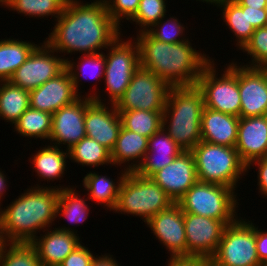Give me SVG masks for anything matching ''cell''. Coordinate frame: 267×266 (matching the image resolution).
<instances>
[{
	"label": "cell",
	"mask_w": 267,
	"mask_h": 266,
	"mask_svg": "<svg viewBox=\"0 0 267 266\" xmlns=\"http://www.w3.org/2000/svg\"><path fill=\"white\" fill-rule=\"evenodd\" d=\"M113 255H102V256H96L94 257L91 266H120L119 263H117L116 259H114Z\"/></svg>",
	"instance_id": "obj_46"
},
{
	"label": "cell",
	"mask_w": 267,
	"mask_h": 266,
	"mask_svg": "<svg viewBox=\"0 0 267 266\" xmlns=\"http://www.w3.org/2000/svg\"><path fill=\"white\" fill-rule=\"evenodd\" d=\"M10 243L11 242L6 237L2 217L0 215V256Z\"/></svg>",
	"instance_id": "obj_48"
},
{
	"label": "cell",
	"mask_w": 267,
	"mask_h": 266,
	"mask_svg": "<svg viewBox=\"0 0 267 266\" xmlns=\"http://www.w3.org/2000/svg\"><path fill=\"white\" fill-rule=\"evenodd\" d=\"M197 1H202V2H204V3L206 2V4L209 3V5H210V3L213 4V2H214L215 0H197Z\"/></svg>",
	"instance_id": "obj_51"
},
{
	"label": "cell",
	"mask_w": 267,
	"mask_h": 266,
	"mask_svg": "<svg viewBox=\"0 0 267 266\" xmlns=\"http://www.w3.org/2000/svg\"><path fill=\"white\" fill-rule=\"evenodd\" d=\"M111 19L121 27L122 19L130 20L137 12L140 0H103ZM121 20V21H120Z\"/></svg>",
	"instance_id": "obj_40"
},
{
	"label": "cell",
	"mask_w": 267,
	"mask_h": 266,
	"mask_svg": "<svg viewBox=\"0 0 267 266\" xmlns=\"http://www.w3.org/2000/svg\"><path fill=\"white\" fill-rule=\"evenodd\" d=\"M255 224L241 217L228 224L211 266H263L256 250Z\"/></svg>",
	"instance_id": "obj_9"
},
{
	"label": "cell",
	"mask_w": 267,
	"mask_h": 266,
	"mask_svg": "<svg viewBox=\"0 0 267 266\" xmlns=\"http://www.w3.org/2000/svg\"><path fill=\"white\" fill-rule=\"evenodd\" d=\"M36 46L37 44L29 41L2 39L0 41V81H9Z\"/></svg>",
	"instance_id": "obj_28"
},
{
	"label": "cell",
	"mask_w": 267,
	"mask_h": 266,
	"mask_svg": "<svg viewBox=\"0 0 267 266\" xmlns=\"http://www.w3.org/2000/svg\"><path fill=\"white\" fill-rule=\"evenodd\" d=\"M258 230L255 225V240H256V250L258 254V259L260 263L264 266L267 264V232Z\"/></svg>",
	"instance_id": "obj_44"
},
{
	"label": "cell",
	"mask_w": 267,
	"mask_h": 266,
	"mask_svg": "<svg viewBox=\"0 0 267 266\" xmlns=\"http://www.w3.org/2000/svg\"><path fill=\"white\" fill-rule=\"evenodd\" d=\"M235 221L184 213L187 256L211 259L218 249L225 228Z\"/></svg>",
	"instance_id": "obj_13"
},
{
	"label": "cell",
	"mask_w": 267,
	"mask_h": 266,
	"mask_svg": "<svg viewBox=\"0 0 267 266\" xmlns=\"http://www.w3.org/2000/svg\"><path fill=\"white\" fill-rule=\"evenodd\" d=\"M61 147L56 145H48L47 147H42L40 150L36 151L32 159V164L34 170L39 178H43L47 182L50 180H58L64 175L66 171V160L69 156L68 150L60 149Z\"/></svg>",
	"instance_id": "obj_26"
},
{
	"label": "cell",
	"mask_w": 267,
	"mask_h": 266,
	"mask_svg": "<svg viewBox=\"0 0 267 266\" xmlns=\"http://www.w3.org/2000/svg\"><path fill=\"white\" fill-rule=\"evenodd\" d=\"M0 266H42L31 243L11 242L0 256Z\"/></svg>",
	"instance_id": "obj_36"
},
{
	"label": "cell",
	"mask_w": 267,
	"mask_h": 266,
	"mask_svg": "<svg viewBox=\"0 0 267 266\" xmlns=\"http://www.w3.org/2000/svg\"><path fill=\"white\" fill-rule=\"evenodd\" d=\"M151 178L176 203L198 181L193 154L191 151H183Z\"/></svg>",
	"instance_id": "obj_18"
},
{
	"label": "cell",
	"mask_w": 267,
	"mask_h": 266,
	"mask_svg": "<svg viewBox=\"0 0 267 266\" xmlns=\"http://www.w3.org/2000/svg\"><path fill=\"white\" fill-rule=\"evenodd\" d=\"M213 5L221 8L222 20L236 36V45L241 50L255 31L247 18V6H238L233 0H215Z\"/></svg>",
	"instance_id": "obj_27"
},
{
	"label": "cell",
	"mask_w": 267,
	"mask_h": 266,
	"mask_svg": "<svg viewBox=\"0 0 267 266\" xmlns=\"http://www.w3.org/2000/svg\"><path fill=\"white\" fill-rule=\"evenodd\" d=\"M38 44L26 61L15 71L9 80L13 85L31 91L60 74L68 60L55 56V51L44 41Z\"/></svg>",
	"instance_id": "obj_12"
},
{
	"label": "cell",
	"mask_w": 267,
	"mask_h": 266,
	"mask_svg": "<svg viewBox=\"0 0 267 266\" xmlns=\"http://www.w3.org/2000/svg\"><path fill=\"white\" fill-rule=\"evenodd\" d=\"M51 124L52 114L29 107L14 123V129L23 137L49 140Z\"/></svg>",
	"instance_id": "obj_32"
},
{
	"label": "cell",
	"mask_w": 267,
	"mask_h": 266,
	"mask_svg": "<svg viewBox=\"0 0 267 266\" xmlns=\"http://www.w3.org/2000/svg\"><path fill=\"white\" fill-rule=\"evenodd\" d=\"M253 164L255 166L258 167V174H257V178H258V189L261 193V195H264L265 197L267 196V156L254 160L253 162H251L248 166H247V171L248 169L250 170L251 166H253Z\"/></svg>",
	"instance_id": "obj_43"
},
{
	"label": "cell",
	"mask_w": 267,
	"mask_h": 266,
	"mask_svg": "<svg viewBox=\"0 0 267 266\" xmlns=\"http://www.w3.org/2000/svg\"><path fill=\"white\" fill-rule=\"evenodd\" d=\"M169 89L170 86L152 71L139 67L115 106L117 111H164Z\"/></svg>",
	"instance_id": "obj_11"
},
{
	"label": "cell",
	"mask_w": 267,
	"mask_h": 266,
	"mask_svg": "<svg viewBox=\"0 0 267 266\" xmlns=\"http://www.w3.org/2000/svg\"><path fill=\"white\" fill-rule=\"evenodd\" d=\"M235 190L220 184L197 181L176 203L183 213L216 220H237L236 208L239 203Z\"/></svg>",
	"instance_id": "obj_7"
},
{
	"label": "cell",
	"mask_w": 267,
	"mask_h": 266,
	"mask_svg": "<svg viewBox=\"0 0 267 266\" xmlns=\"http://www.w3.org/2000/svg\"><path fill=\"white\" fill-rule=\"evenodd\" d=\"M231 64V65H230ZM220 77L214 60L202 70L197 87L202 91L205 107L240 117L241 100L238 89V64L232 61ZM217 73V75H216Z\"/></svg>",
	"instance_id": "obj_8"
},
{
	"label": "cell",
	"mask_w": 267,
	"mask_h": 266,
	"mask_svg": "<svg viewBox=\"0 0 267 266\" xmlns=\"http://www.w3.org/2000/svg\"><path fill=\"white\" fill-rule=\"evenodd\" d=\"M68 0H11L7 7L19 14L30 17L54 16L55 21L61 16Z\"/></svg>",
	"instance_id": "obj_34"
},
{
	"label": "cell",
	"mask_w": 267,
	"mask_h": 266,
	"mask_svg": "<svg viewBox=\"0 0 267 266\" xmlns=\"http://www.w3.org/2000/svg\"><path fill=\"white\" fill-rule=\"evenodd\" d=\"M78 59H82L81 62H73V60H67L66 61V68L70 72L72 82L74 84L75 91L81 94V92H78L80 89H78L80 86L79 81L83 76V79L87 77V73L89 69L88 76L93 79H104V74H105V53L100 52V53H93V54H83L82 58L79 56ZM76 65V66H75ZM77 67V68H75ZM76 69V70H75ZM79 70V71H77ZM84 70V71H83ZM86 71V72H85ZM86 75V76H85ZM103 75V77H102ZM88 78V77H87Z\"/></svg>",
	"instance_id": "obj_35"
},
{
	"label": "cell",
	"mask_w": 267,
	"mask_h": 266,
	"mask_svg": "<svg viewBox=\"0 0 267 266\" xmlns=\"http://www.w3.org/2000/svg\"><path fill=\"white\" fill-rule=\"evenodd\" d=\"M167 0H140L136 14L130 19L141 28L139 32L146 31L161 18L166 17Z\"/></svg>",
	"instance_id": "obj_37"
},
{
	"label": "cell",
	"mask_w": 267,
	"mask_h": 266,
	"mask_svg": "<svg viewBox=\"0 0 267 266\" xmlns=\"http://www.w3.org/2000/svg\"><path fill=\"white\" fill-rule=\"evenodd\" d=\"M247 18L254 29L267 26V9L247 7Z\"/></svg>",
	"instance_id": "obj_45"
},
{
	"label": "cell",
	"mask_w": 267,
	"mask_h": 266,
	"mask_svg": "<svg viewBox=\"0 0 267 266\" xmlns=\"http://www.w3.org/2000/svg\"><path fill=\"white\" fill-rule=\"evenodd\" d=\"M85 96H90L93 99L86 107L84 120L86 136L96 140L111 151L122 127L120 113L115 104H111L108 108L109 106L102 102L104 100L101 99L100 93L97 95L95 92Z\"/></svg>",
	"instance_id": "obj_15"
},
{
	"label": "cell",
	"mask_w": 267,
	"mask_h": 266,
	"mask_svg": "<svg viewBox=\"0 0 267 266\" xmlns=\"http://www.w3.org/2000/svg\"><path fill=\"white\" fill-rule=\"evenodd\" d=\"M161 18L157 23L153 24L146 32L154 39L172 44V43H180L185 42L188 39L185 38L184 31L186 30L175 17H170L167 20Z\"/></svg>",
	"instance_id": "obj_38"
},
{
	"label": "cell",
	"mask_w": 267,
	"mask_h": 266,
	"mask_svg": "<svg viewBox=\"0 0 267 266\" xmlns=\"http://www.w3.org/2000/svg\"><path fill=\"white\" fill-rule=\"evenodd\" d=\"M70 72L65 68L60 74L29 91L30 107L50 114L77 100Z\"/></svg>",
	"instance_id": "obj_19"
},
{
	"label": "cell",
	"mask_w": 267,
	"mask_h": 266,
	"mask_svg": "<svg viewBox=\"0 0 267 266\" xmlns=\"http://www.w3.org/2000/svg\"><path fill=\"white\" fill-rule=\"evenodd\" d=\"M94 254L80 244L58 266H91Z\"/></svg>",
	"instance_id": "obj_41"
},
{
	"label": "cell",
	"mask_w": 267,
	"mask_h": 266,
	"mask_svg": "<svg viewBox=\"0 0 267 266\" xmlns=\"http://www.w3.org/2000/svg\"><path fill=\"white\" fill-rule=\"evenodd\" d=\"M240 117L267 115V68L238 65Z\"/></svg>",
	"instance_id": "obj_16"
},
{
	"label": "cell",
	"mask_w": 267,
	"mask_h": 266,
	"mask_svg": "<svg viewBox=\"0 0 267 266\" xmlns=\"http://www.w3.org/2000/svg\"><path fill=\"white\" fill-rule=\"evenodd\" d=\"M235 148L246 166L267 156V115L240 117Z\"/></svg>",
	"instance_id": "obj_21"
},
{
	"label": "cell",
	"mask_w": 267,
	"mask_h": 266,
	"mask_svg": "<svg viewBox=\"0 0 267 266\" xmlns=\"http://www.w3.org/2000/svg\"><path fill=\"white\" fill-rule=\"evenodd\" d=\"M198 181L215 183L235 189L247 166L235 147L200 141L192 150Z\"/></svg>",
	"instance_id": "obj_6"
},
{
	"label": "cell",
	"mask_w": 267,
	"mask_h": 266,
	"mask_svg": "<svg viewBox=\"0 0 267 266\" xmlns=\"http://www.w3.org/2000/svg\"><path fill=\"white\" fill-rule=\"evenodd\" d=\"M238 6L267 9V0H233Z\"/></svg>",
	"instance_id": "obj_47"
},
{
	"label": "cell",
	"mask_w": 267,
	"mask_h": 266,
	"mask_svg": "<svg viewBox=\"0 0 267 266\" xmlns=\"http://www.w3.org/2000/svg\"><path fill=\"white\" fill-rule=\"evenodd\" d=\"M120 113L122 126L150 138L162 127L163 111L126 110Z\"/></svg>",
	"instance_id": "obj_33"
},
{
	"label": "cell",
	"mask_w": 267,
	"mask_h": 266,
	"mask_svg": "<svg viewBox=\"0 0 267 266\" xmlns=\"http://www.w3.org/2000/svg\"><path fill=\"white\" fill-rule=\"evenodd\" d=\"M137 33L140 67L152 71L170 87L196 86L203 68L212 61L193 48L189 40L168 44L146 31Z\"/></svg>",
	"instance_id": "obj_2"
},
{
	"label": "cell",
	"mask_w": 267,
	"mask_h": 266,
	"mask_svg": "<svg viewBox=\"0 0 267 266\" xmlns=\"http://www.w3.org/2000/svg\"><path fill=\"white\" fill-rule=\"evenodd\" d=\"M93 101L90 96H80L74 102L52 114L50 144L67 145L69 150L86 136L84 125L86 107ZM55 142V143H54Z\"/></svg>",
	"instance_id": "obj_14"
},
{
	"label": "cell",
	"mask_w": 267,
	"mask_h": 266,
	"mask_svg": "<svg viewBox=\"0 0 267 266\" xmlns=\"http://www.w3.org/2000/svg\"><path fill=\"white\" fill-rule=\"evenodd\" d=\"M183 151L161 127L148 138L145 158L135 172L143 177H151L155 172L172 163Z\"/></svg>",
	"instance_id": "obj_23"
},
{
	"label": "cell",
	"mask_w": 267,
	"mask_h": 266,
	"mask_svg": "<svg viewBox=\"0 0 267 266\" xmlns=\"http://www.w3.org/2000/svg\"><path fill=\"white\" fill-rule=\"evenodd\" d=\"M31 244L36 248L42 266H58L82 242L77 231L68 227L48 228ZM50 231V232H49Z\"/></svg>",
	"instance_id": "obj_20"
},
{
	"label": "cell",
	"mask_w": 267,
	"mask_h": 266,
	"mask_svg": "<svg viewBox=\"0 0 267 266\" xmlns=\"http://www.w3.org/2000/svg\"><path fill=\"white\" fill-rule=\"evenodd\" d=\"M170 256H187L184 213L177 203L154 215L147 223Z\"/></svg>",
	"instance_id": "obj_17"
},
{
	"label": "cell",
	"mask_w": 267,
	"mask_h": 266,
	"mask_svg": "<svg viewBox=\"0 0 267 266\" xmlns=\"http://www.w3.org/2000/svg\"><path fill=\"white\" fill-rule=\"evenodd\" d=\"M240 117L204 107L201 118V140L235 147Z\"/></svg>",
	"instance_id": "obj_22"
},
{
	"label": "cell",
	"mask_w": 267,
	"mask_h": 266,
	"mask_svg": "<svg viewBox=\"0 0 267 266\" xmlns=\"http://www.w3.org/2000/svg\"><path fill=\"white\" fill-rule=\"evenodd\" d=\"M52 187H40L38 184L31 186L6 206V209L2 210L0 206L4 231L10 242L31 243L41 229L44 233L47 227H51L57 218L59 197V189Z\"/></svg>",
	"instance_id": "obj_3"
},
{
	"label": "cell",
	"mask_w": 267,
	"mask_h": 266,
	"mask_svg": "<svg viewBox=\"0 0 267 266\" xmlns=\"http://www.w3.org/2000/svg\"><path fill=\"white\" fill-rule=\"evenodd\" d=\"M123 40V41H122ZM105 55V92L109 102L116 104L124 92L139 65V50L134 39L124 41L120 36L109 46Z\"/></svg>",
	"instance_id": "obj_10"
},
{
	"label": "cell",
	"mask_w": 267,
	"mask_h": 266,
	"mask_svg": "<svg viewBox=\"0 0 267 266\" xmlns=\"http://www.w3.org/2000/svg\"><path fill=\"white\" fill-rule=\"evenodd\" d=\"M172 204V199L151 177H143L135 171H130L121 182L117 202L112 211L139 216L146 224L154 215Z\"/></svg>",
	"instance_id": "obj_5"
},
{
	"label": "cell",
	"mask_w": 267,
	"mask_h": 266,
	"mask_svg": "<svg viewBox=\"0 0 267 266\" xmlns=\"http://www.w3.org/2000/svg\"><path fill=\"white\" fill-rule=\"evenodd\" d=\"M29 107L28 90L0 81V119L14 124Z\"/></svg>",
	"instance_id": "obj_29"
},
{
	"label": "cell",
	"mask_w": 267,
	"mask_h": 266,
	"mask_svg": "<svg viewBox=\"0 0 267 266\" xmlns=\"http://www.w3.org/2000/svg\"><path fill=\"white\" fill-rule=\"evenodd\" d=\"M204 107L203 93L197 85L170 87L162 127L184 151H191L201 141Z\"/></svg>",
	"instance_id": "obj_4"
},
{
	"label": "cell",
	"mask_w": 267,
	"mask_h": 266,
	"mask_svg": "<svg viewBox=\"0 0 267 266\" xmlns=\"http://www.w3.org/2000/svg\"><path fill=\"white\" fill-rule=\"evenodd\" d=\"M6 175H4V172L2 170H0V205H1V202H2V197H3V194H5L6 192V188H7V179H6ZM4 192V193H3Z\"/></svg>",
	"instance_id": "obj_49"
},
{
	"label": "cell",
	"mask_w": 267,
	"mask_h": 266,
	"mask_svg": "<svg viewBox=\"0 0 267 266\" xmlns=\"http://www.w3.org/2000/svg\"><path fill=\"white\" fill-rule=\"evenodd\" d=\"M11 0H0V6L5 5V7H8L10 5Z\"/></svg>",
	"instance_id": "obj_50"
},
{
	"label": "cell",
	"mask_w": 267,
	"mask_h": 266,
	"mask_svg": "<svg viewBox=\"0 0 267 266\" xmlns=\"http://www.w3.org/2000/svg\"><path fill=\"white\" fill-rule=\"evenodd\" d=\"M126 174V169H122V173L119 176L120 178L117 179L116 182L107 175L102 176L99 175V173L90 171L82 180L85 190L87 189L88 191L87 199H92V201H95L101 206L103 204L107 209L109 208L110 211L113 210L117 202L121 182Z\"/></svg>",
	"instance_id": "obj_25"
},
{
	"label": "cell",
	"mask_w": 267,
	"mask_h": 266,
	"mask_svg": "<svg viewBox=\"0 0 267 266\" xmlns=\"http://www.w3.org/2000/svg\"><path fill=\"white\" fill-rule=\"evenodd\" d=\"M168 266H211L210 259L200 256H170Z\"/></svg>",
	"instance_id": "obj_42"
},
{
	"label": "cell",
	"mask_w": 267,
	"mask_h": 266,
	"mask_svg": "<svg viewBox=\"0 0 267 266\" xmlns=\"http://www.w3.org/2000/svg\"><path fill=\"white\" fill-rule=\"evenodd\" d=\"M69 159L82 166L98 167L111 164V151L96 140L85 136L69 150Z\"/></svg>",
	"instance_id": "obj_30"
},
{
	"label": "cell",
	"mask_w": 267,
	"mask_h": 266,
	"mask_svg": "<svg viewBox=\"0 0 267 266\" xmlns=\"http://www.w3.org/2000/svg\"><path fill=\"white\" fill-rule=\"evenodd\" d=\"M148 150V138L124 128L120 129L117 141L111 150L112 165H126V171H136ZM131 161V164H129ZM133 161V162H132Z\"/></svg>",
	"instance_id": "obj_24"
},
{
	"label": "cell",
	"mask_w": 267,
	"mask_h": 266,
	"mask_svg": "<svg viewBox=\"0 0 267 266\" xmlns=\"http://www.w3.org/2000/svg\"><path fill=\"white\" fill-rule=\"evenodd\" d=\"M241 50L252 57L249 65L247 63L244 66L267 68V26L255 29L251 39Z\"/></svg>",
	"instance_id": "obj_39"
},
{
	"label": "cell",
	"mask_w": 267,
	"mask_h": 266,
	"mask_svg": "<svg viewBox=\"0 0 267 266\" xmlns=\"http://www.w3.org/2000/svg\"><path fill=\"white\" fill-rule=\"evenodd\" d=\"M56 22L45 42L57 54L100 53L122 37L120 27L111 19L103 0L85 4L81 0H68Z\"/></svg>",
	"instance_id": "obj_1"
},
{
	"label": "cell",
	"mask_w": 267,
	"mask_h": 266,
	"mask_svg": "<svg viewBox=\"0 0 267 266\" xmlns=\"http://www.w3.org/2000/svg\"><path fill=\"white\" fill-rule=\"evenodd\" d=\"M59 197L56 208V217H65L71 225L83 223L89 216V207L86 205V198H81L76 189L61 187L59 184Z\"/></svg>",
	"instance_id": "obj_31"
}]
</instances>
